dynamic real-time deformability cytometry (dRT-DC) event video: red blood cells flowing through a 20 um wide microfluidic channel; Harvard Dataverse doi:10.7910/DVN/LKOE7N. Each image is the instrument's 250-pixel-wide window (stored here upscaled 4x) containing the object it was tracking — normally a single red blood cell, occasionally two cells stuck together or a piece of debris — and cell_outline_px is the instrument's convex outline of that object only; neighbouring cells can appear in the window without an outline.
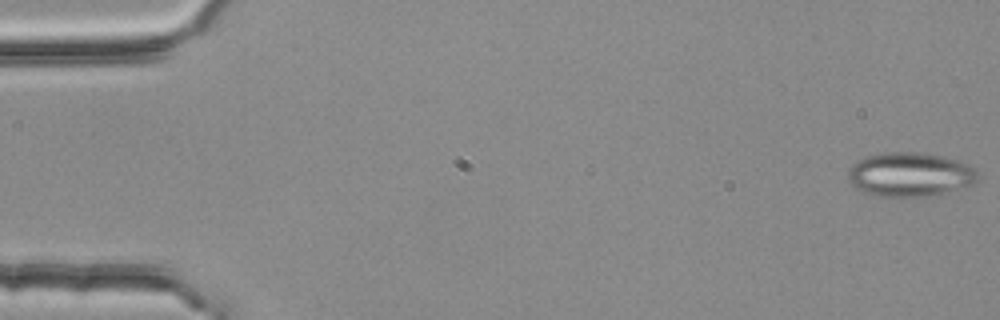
{"species": "common noctule bat (a hibernating species)", "species_latin": "Nyctalus noctula", "temperature_condition": "room temperature", "stored_images_in_passage": 5, "camera_frame_rate_fps": 3000, "um_per_image_px": 0.085, "animal": {"sex": "female", "body_mass_g": 25.1}, "frame": {"image": 1, "passage_image": 1, "time_ms": 0.0, "image_size_px": [1000, 320], "cell_outline_px": [[976, 180], [972, 184], [936, 196], [876, 196], [864, 192], [856, 188], [848, 180], [848, 168], [852, 164], [868, 156], [884, 152], [916, 152], [940, 156], [956, 160], [968, 164], [976, 168]], "centroid_in_image_um": [77.33, 14.84], "position_along_channel_um": 7.7, "area_um2": 33.23}}
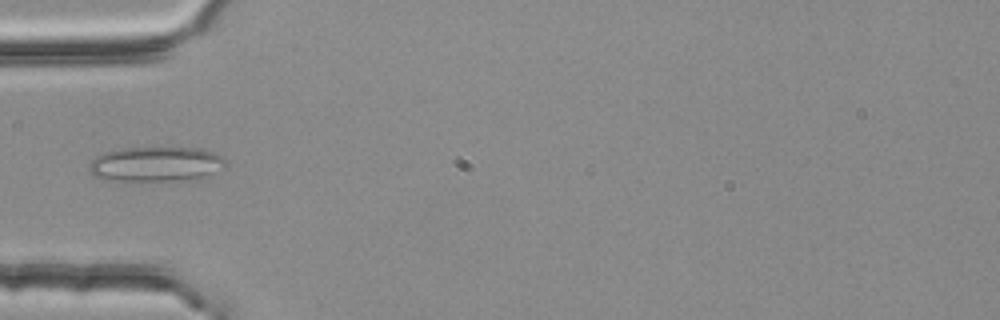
{"frame": {"image": 2, "passage_image": 5, "time_ms": 1.333, "image_size_px": [1000, 320], "cell_outline_px": [[224, 164], [208, 176], [180, 180], [104, 180], [96, 176], [88, 168], [88, 164], [100, 152], [124, 148], [200, 148], [224, 156]], "centroid_in_image_um": [13.19, 13.93], "position_along_channel_um": 71.8, "area_um2": 27.4}}